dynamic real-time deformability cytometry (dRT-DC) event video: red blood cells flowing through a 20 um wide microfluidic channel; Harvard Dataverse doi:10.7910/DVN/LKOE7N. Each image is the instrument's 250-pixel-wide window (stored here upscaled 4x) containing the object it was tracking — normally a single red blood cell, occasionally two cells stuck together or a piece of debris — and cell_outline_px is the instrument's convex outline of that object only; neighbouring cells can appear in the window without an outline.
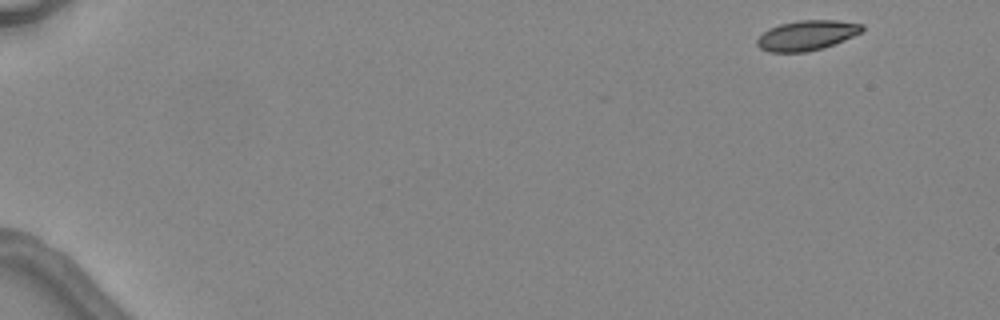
{"species": "common noctule bat (a hibernating species)", "species_latin": "Nyctalus noctula", "temperature_condition": "warm", "stored_images_in_passage": 5, "camera_frame_rate_fps": 3000, "um_per_image_px": 0.085, "animal": {"sex": "female", "body_mass_g": 24.6, "forearm_length_mm": 56.2}, "frame": {"image": 1, "passage_image": 1, "time_ms": 0.0, "image_size_px": [1000, 320], "cell_outline_px": [[864, 28], [860, 32], [844, 40], [824, 48], [808, 52], [768, 52], [760, 48], [756, 44], [756, 40], [764, 32], [780, 24], [796, 20], [836, 20], [864, 24]], "centroid_in_image_um": [68.58, 3.01], "position_along_channel_um": 16.4, "area_um2": 18.32}}
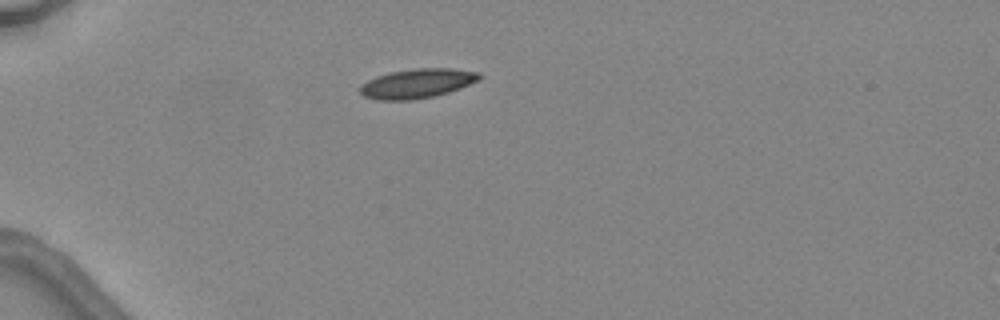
{"frame": {"image": 2, "passage_image": 4, "time_ms": 3.667, "image_size_px": [1000, 320], "cell_outline_px": [[480, 80], [460, 88], [448, 92], [432, 96], [412, 100], [376, 100], [364, 96], [360, 92], [360, 84], [376, 76], [388, 72], [416, 68], [452, 68], [480, 72]], "centroid_in_image_um": [35.44, 7.08], "position_along_channel_um": 49.6, "area_um2": 20.52}}